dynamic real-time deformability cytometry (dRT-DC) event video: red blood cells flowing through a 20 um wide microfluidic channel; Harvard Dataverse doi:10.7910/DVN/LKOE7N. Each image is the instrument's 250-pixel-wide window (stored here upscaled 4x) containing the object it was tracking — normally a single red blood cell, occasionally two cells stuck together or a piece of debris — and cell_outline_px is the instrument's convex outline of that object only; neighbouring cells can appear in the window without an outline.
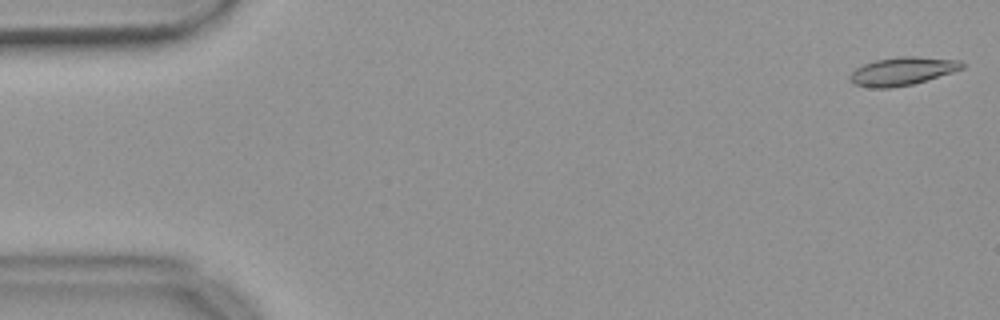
{"species": "common noctule bat (a hibernating species)", "species_latin": "Nyctalus noctula", "temperature_condition": "warm", "stored_images_in_passage": 54, "camera_frame_rate_fps": 3000, "um_per_image_px": 0.085, "animal": {"sex": "female", "body_mass_g": 18.4}, "frame": {"image": 1, "passage_image": 1, "time_ms": 0.0, "image_size_px": [1000, 320], "cell_outline_px": [[964, 68], [952, 72], [912, 84], [888, 88], [872, 88], [856, 84], [848, 76], [856, 68], [864, 64], [876, 60], [900, 56], [916, 56], [960, 60], [964, 64]], "centroid_in_image_um": [76.72, 6.04], "position_along_channel_um": 8.3, "area_um2": 18.15}}
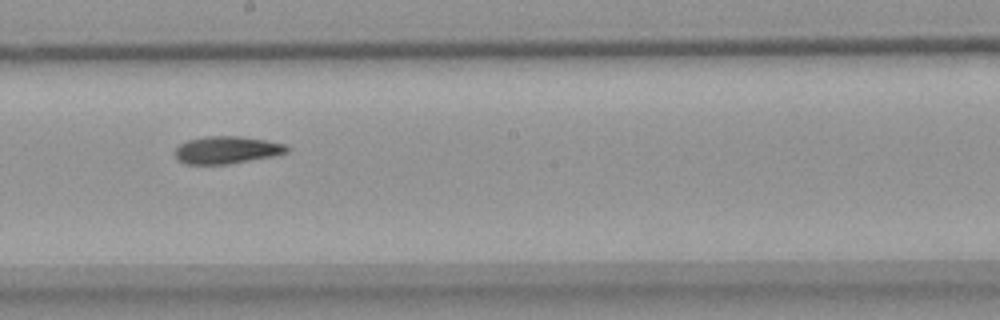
{"frame": {"image": 2, "passage_image": 30, "time_ms": 9.667, "image_size_px": [1000, 320], "cell_outline_px": [[292, 148], [288, 152], [276, 156], [228, 164], [184, 164], [176, 156], [176, 148], [180, 144], [188, 140], [204, 136], [240, 136], [264, 140], [284, 144]], "centroid_in_image_um": [19.32, 12.75], "position_along_channel_um": 228.9, "area_um2": 17.92}}
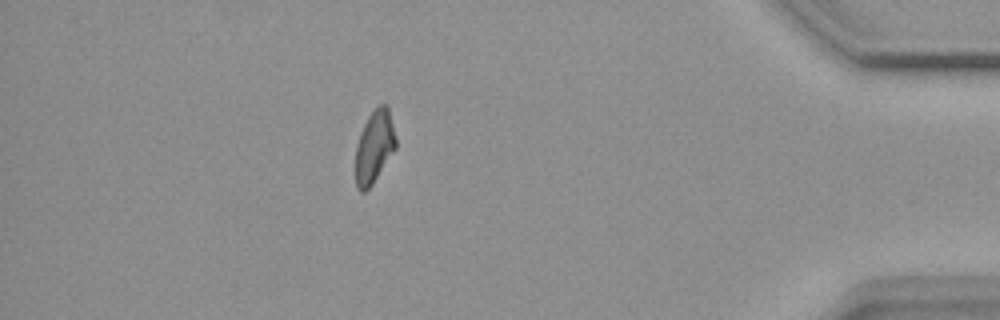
{"frame": {"image": 3, "passage_image": 48, "time_ms": 15.667, "image_size_px": [1000, 320], "cell_outline_px": [[396, 148], [372, 184], [364, 192], [360, 192], [356, 188], [356, 144], [360, 132], [368, 116], [380, 104], [388, 104], [396, 140]], "centroid_in_image_um": [31.81, 12.46], "position_along_channel_um": 403.4, "area_um2": 16.94}, "authors_computed_cell_mechanics": {"area_um2": 17.8024, "velocity_mm_per_s": 3.6837, "shape_relaxation_time_tau1_ms": 8.9673, "shape_relaxation_time_tau2_ms": 6.3259, "deformation_change_tau1": 0.1943, "deformation_change_tau2": 0.1261}}